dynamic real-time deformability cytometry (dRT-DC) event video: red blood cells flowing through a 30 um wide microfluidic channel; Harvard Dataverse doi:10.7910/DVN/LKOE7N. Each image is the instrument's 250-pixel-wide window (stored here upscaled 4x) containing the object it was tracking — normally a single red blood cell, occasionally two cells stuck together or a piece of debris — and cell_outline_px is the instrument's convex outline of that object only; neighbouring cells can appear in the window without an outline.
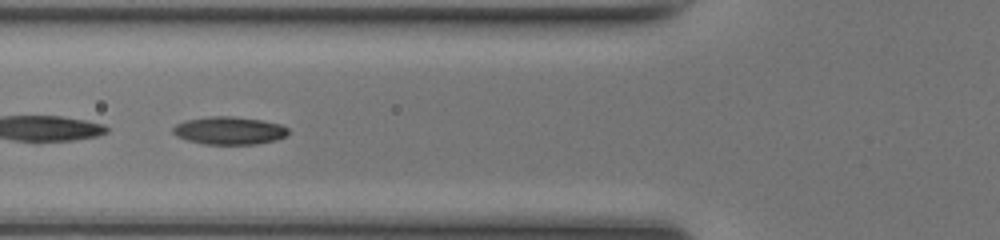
{"species": "common noctule bat (a hibernating species)", "species_latin": "Nyctalus noctula", "temperature_condition": "room temperature", "stored_images_in_passage": 49, "camera_frame_rate_fps": 3000, "um_per_image_px": 0.085, "animal": {"sex": "female", "body_mass_g": 17.0, "forearm_length_mm": 48.0}, "frame": {"image": 1, "passage_image": 19, "time_ms": 6.0, "image_size_px": [1000, 240], "cell_outline_px": [[288, 136], [276, 140], [256, 144], [204, 144], [188, 140], [176, 136], [172, 132], [172, 128], [176, 124], [184, 120], [208, 116], [232, 116], [260, 120], [280, 124], [288, 128]], "centroid_in_image_um": [19.47, 11.1], "position_along_channel_um": 106.3, "area_um2": 18.79}}
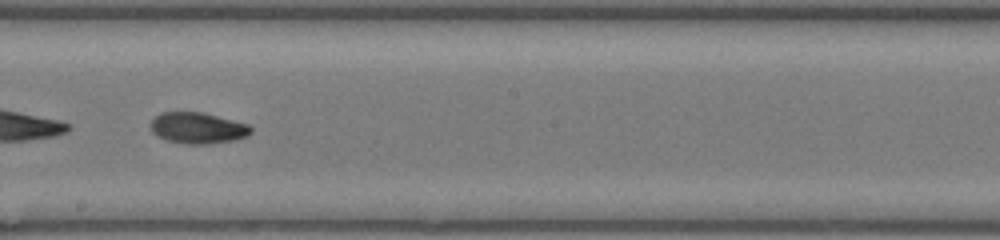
{"frame": {"image": 2, "passage_image": 28, "time_ms": 9.0, "image_size_px": [1000, 240], "cell_outline_px": [[252, 132], [248, 136], [236, 140], [208, 144], [188, 144], [164, 140], [156, 136], [152, 132], [148, 124], [160, 112], [204, 112], [248, 124], [252, 128]], "centroid_in_image_um": [16.79, 10.88], "position_along_channel_um": 231.4, "area_um2": 18.55}}
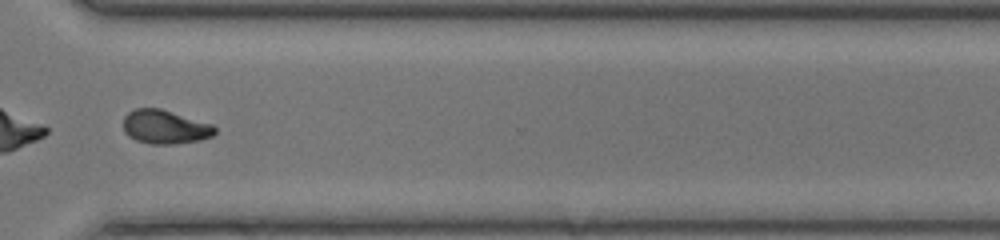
{"frame": {"image": 3, "passage_image": 37, "time_ms": 12.0, "image_size_px": [1000, 240], "cell_outline_px": [[216, 132], [212, 136], [200, 140], [172, 144], [152, 144], [136, 140], [128, 136], [124, 132], [124, 116], [128, 112], [136, 108], [160, 108], [212, 124], [216, 128]], "centroid_in_image_um": [14.01, 10.79], "position_along_channel_um": 356.6, "area_um2": 18.03}, "authors_computed_cell_mechanics": {"area_um2": 18.785, "velocity_mm_per_s": 4.1705, "shape_relaxation_time_tau1_ms": 9.0593, "shape_relaxation_time_tau2_ms": 4.0226, "deformation_change_tau1": 0.2361, "deformation_change_tau2": 0.0794}}